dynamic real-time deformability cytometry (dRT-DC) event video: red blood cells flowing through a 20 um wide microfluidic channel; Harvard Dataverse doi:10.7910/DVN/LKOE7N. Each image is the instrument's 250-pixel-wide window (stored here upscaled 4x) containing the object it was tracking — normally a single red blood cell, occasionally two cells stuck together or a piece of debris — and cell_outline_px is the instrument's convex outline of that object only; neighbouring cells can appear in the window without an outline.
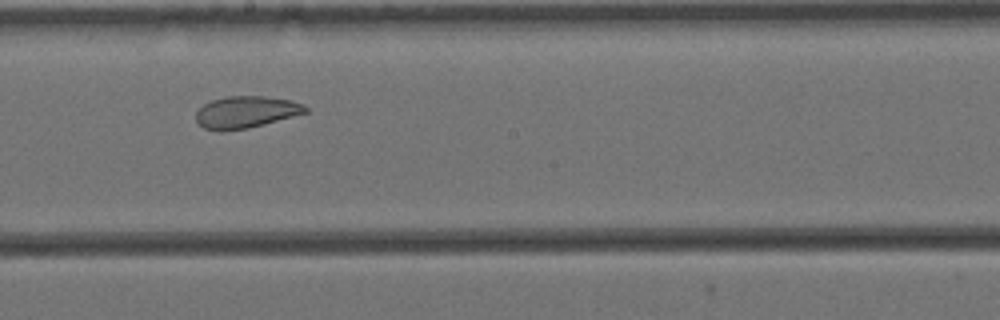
{"species": "Egyptian fruit bat (a non-hibernating species)", "species_latin": "Rousettus aegyptiacus", "temperature_condition": "cold", "stored_images_in_passage": 9, "camera_frame_rate_fps": 3000, "um_per_image_px": 0.085, "animal": {"sex": "female"}, "frame": {"image": 1, "passage_image": 6, "time_ms": 1.667, "image_size_px": [1000, 320], "cell_outline_px": [[308, 112], [248, 128], [204, 128], [196, 120], [196, 112], [204, 104], [212, 100], [228, 96], [264, 96], [292, 100], [304, 104], [308, 108]], "centroid_in_image_um": [20.97, 9.48], "position_along_channel_um": 227.2, "area_um2": 19.71}}
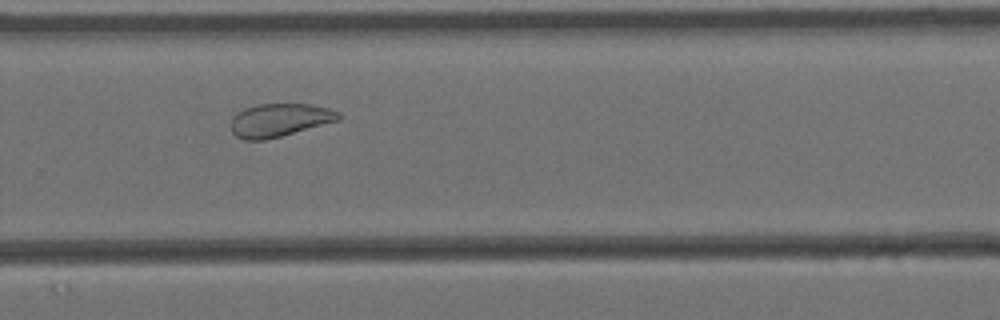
{"frame": {"image": 2, "passage_image": 8, "time_ms": 2.333, "image_size_px": [1000, 320], "cell_outline_px": [[340, 120], [280, 136], [264, 140], [244, 140], [236, 136], [232, 132], [232, 116], [236, 112], [244, 108], [260, 104], [308, 104], [328, 108], [340, 112]], "centroid_in_image_um": [23.74, 10.2], "position_along_channel_um": 306.1, "area_um2": 20.69}}